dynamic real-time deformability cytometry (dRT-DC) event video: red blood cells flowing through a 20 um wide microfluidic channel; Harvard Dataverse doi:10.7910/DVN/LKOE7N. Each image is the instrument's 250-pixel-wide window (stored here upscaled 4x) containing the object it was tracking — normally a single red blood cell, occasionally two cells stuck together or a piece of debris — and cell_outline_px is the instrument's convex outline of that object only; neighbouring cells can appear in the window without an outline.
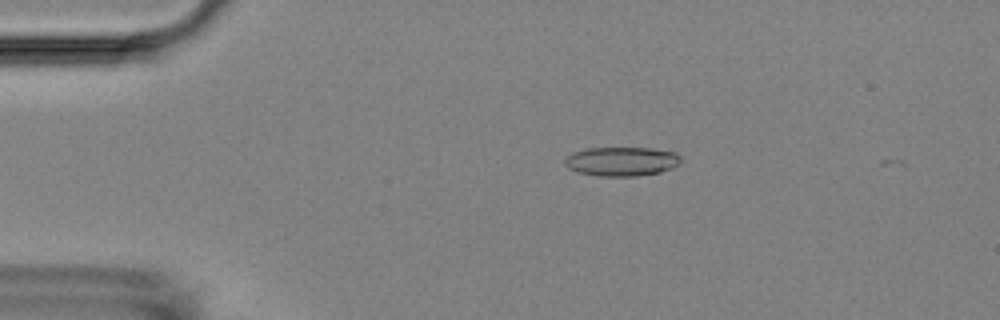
{"species": "Egyptian fruit bat (a non-hibernating species)", "species_latin": "Rousettus aegyptiacus", "temperature_condition": "room temperature", "stored_images_in_passage": 4, "camera_frame_rate_fps": 3000, "um_per_image_px": 0.085, "animal": {"sex": "female"}, "frame": {"image": 1, "passage_image": 3, "time_ms": 0.667, "image_size_px": [1000, 320], "cell_outline_px": [[680, 164], [672, 168], [660, 172], [636, 176], [600, 176], [576, 172], [568, 168], [564, 164], [564, 160], [572, 152], [588, 148], [652, 148], [676, 152], [680, 156]], "centroid_in_image_um": [52.83, 13.72], "position_along_channel_um": 32.2, "area_um2": 19.83}}